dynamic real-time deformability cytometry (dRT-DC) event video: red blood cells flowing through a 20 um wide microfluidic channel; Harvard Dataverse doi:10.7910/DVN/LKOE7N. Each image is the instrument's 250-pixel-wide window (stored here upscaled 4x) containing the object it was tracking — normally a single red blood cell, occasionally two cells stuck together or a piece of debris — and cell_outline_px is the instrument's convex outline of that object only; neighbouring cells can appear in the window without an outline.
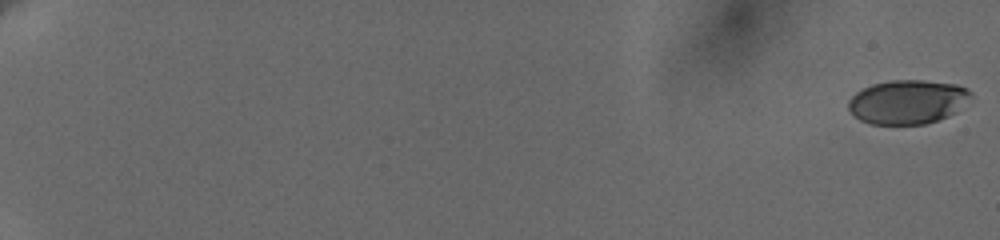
{"species": "human", "species_latin": "Homo sapiens", "temperature_condition": "cold", "stored_images_in_passage": 16, "camera_frame_rate_fps": 3000, "um_per_image_px": 0.085, "donor": {"sex": "female"}, "frame": {"image": 1, "passage_image": 1, "time_ms": 0.0, "image_size_px": [1000, 240], "cell_outline_px": [[972, 96], [956, 112], [948, 116], [924, 124], [868, 124], [852, 116], [848, 108], [848, 100], [856, 92], [872, 84], [892, 80], [924, 80], [956, 84], [968, 88], [972, 92]], "centroid_in_image_um": [77.13, 8.66], "position_along_channel_um": 7.9, "area_um2": 31.62}}